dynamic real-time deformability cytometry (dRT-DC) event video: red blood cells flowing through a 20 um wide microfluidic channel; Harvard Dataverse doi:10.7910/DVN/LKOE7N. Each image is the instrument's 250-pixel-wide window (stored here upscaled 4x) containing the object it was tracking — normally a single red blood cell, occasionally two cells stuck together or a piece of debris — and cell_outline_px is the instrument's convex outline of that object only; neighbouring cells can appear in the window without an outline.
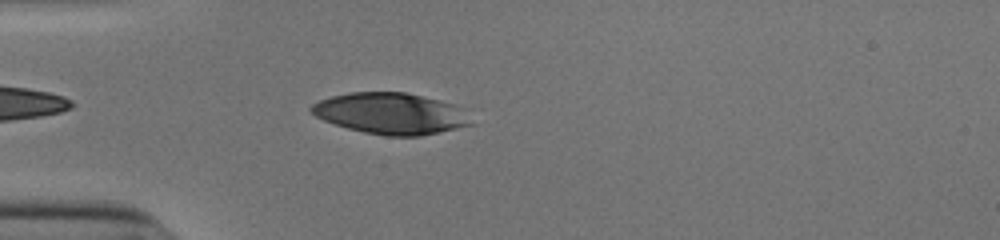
{"species": "human", "species_latin": "Homo sapiens", "temperature_condition": "cold", "stored_images_in_passage": 40, "camera_frame_rate_fps": 3000, "um_per_image_px": 0.085, "donor": {"sex": "male"}, "frame": {"image": 1, "passage_image": 3, "time_ms": 0.667, "image_size_px": [1000, 240], "cell_outline_px": [[472, 124], [456, 128], [420, 136], [384, 136], [364, 132], [348, 128], [324, 120], [316, 116], [308, 108], [312, 104], [320, 100], [332, 96], [352, 92], [404, 92], [452, 104], [464, 108]], "centroid_in_image_um": [33.2, 9.65], "position_along_channel_um": 51.8, "area_um2": 37.97}}
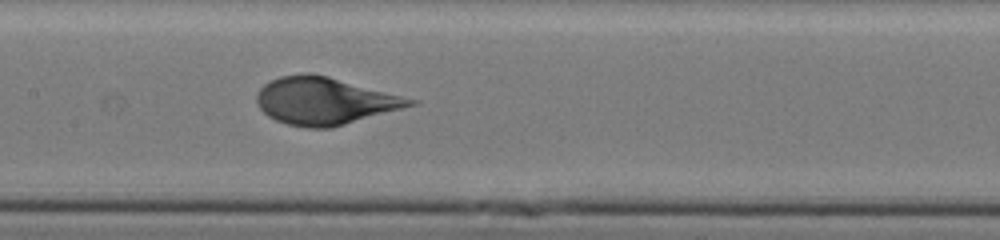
{"frame": {"image": 2, "passage_image": 14, "time_ms": 4.333, "image_size_px": [1000, 240], "cell_outline_px": [[420, 104], [332, 128], [308, 128], [288, 124], [276, 120], [268, 116], [260, 108], [256, 100], [256, 92], [264, 84], [280, 76], [304, 72], [308, 72], [328, 76], [420, 100]], "centroid_in_image_um": [27.64, 8.58], "position_along_channel_um": 179.8, "area_um2": 42.6}}
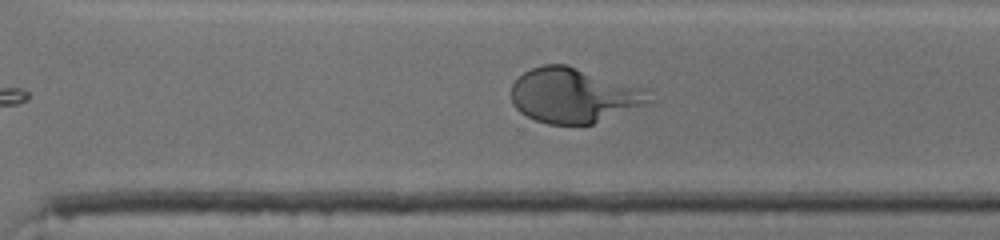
{"frame": {"image": 3, "passage_image": 25, "time_ms": 8.0, "image_size_px": [1000, 240], "cell_outline_px": [[660, 100], [592, 124], [548, 124], [536, 120], [520, 112], [512, 104], [512, 84], [524, 72], [532, 68], [544, 64], [568, 64], [648, 88]], "centroid_in_image_um": [48.89, 8.09], "position_along_channel_um": 321.7, "area_um2": 44.97}}